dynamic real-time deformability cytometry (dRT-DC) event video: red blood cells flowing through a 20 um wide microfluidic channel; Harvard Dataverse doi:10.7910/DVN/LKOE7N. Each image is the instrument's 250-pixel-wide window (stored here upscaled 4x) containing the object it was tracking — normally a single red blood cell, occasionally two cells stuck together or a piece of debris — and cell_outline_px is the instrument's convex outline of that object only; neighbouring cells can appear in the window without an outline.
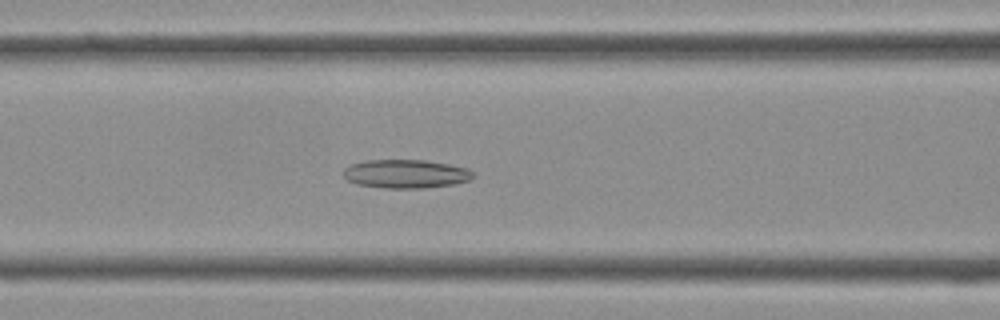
{"species": "Egyptian fruit bat (a non-hibernating species)", "species_latin": "Rousettus aegyptiacus", "temperature_condition": "cold", "stored_images_in_passage": 39, "camera_frame_rate_fps": 3000, "um_per_image_px": 0.085, "frame": {"image": 1, "passage_image": 15, "time_ms": 4.667, "image_size_px": [1000, 320], "cell_outline_px": [[472, 176], [468, 180], [452, 184], [424, 188], [384, 188], [356, 184], [348, 180], [344, 176], [344, 168], [352, 164], [364, 160], [424, 160], [448, 164], [468, 168], [472, 172]], "centroid_in_image_um": [34.45, 14.77], "position_along_channel_um": 132.1, "area_um2": 21.44}}
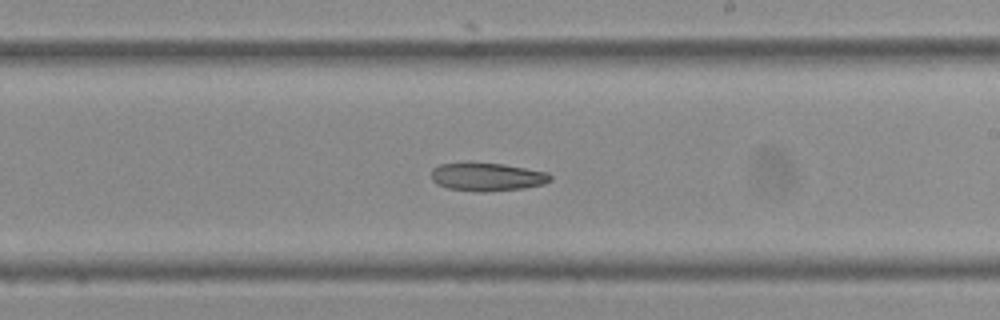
{"frame": {"image": 2, "passage_image": 22, "time_ms": 7.0, "image_size_px": [1000, 320], "cell_outline_px": [[552, 180], [544, 184], [524, 188], [488, 192], [484, 192], [448, 188], [436, 184], [432, 180], [432, 168], [440, 164], [504, 164], [548, 172], [552, 176]], "centroid_in_image_um": [41.45, 15.05], "position_along_channel_um": 247.5, "area_um2": 19.31}}
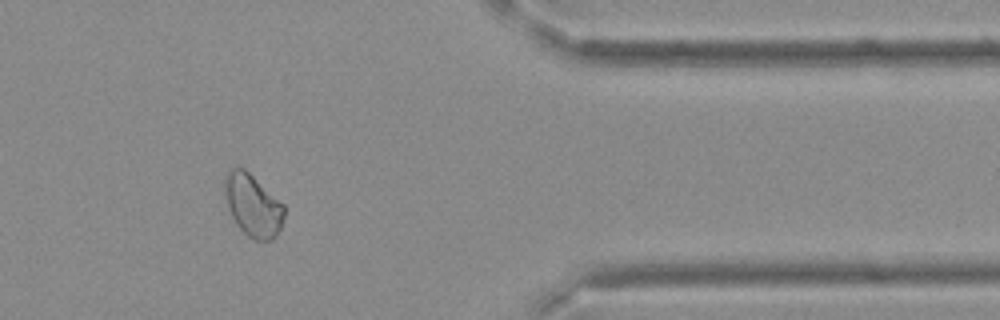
{"frame": {"image": 3, "passage_image": 32, "time_ms": 10.333, "image_size_px": [1000, 320], "cell_outline_px": [[284, 216], [280, 228], [276, 236], [272, 240], [256, 240], [248, 236], [236, 224], [228, 208], [224, 188], [224, 176], [228, 168], [244, 168], [284, 204]], "centroid_in_image_um": [21.48, 17.44], "position_along_channel_um": 389.9, "area_um2": 21.5}}